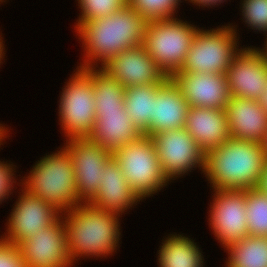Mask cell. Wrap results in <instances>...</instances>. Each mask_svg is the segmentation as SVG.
Wrapping results in <instances>:
<instances>
[{"mask_svg":"<svg viewBox=\"0 0 267 267\" xmlns=\"http://www.w3.org/2000/svg\"><path fill=\"white\" fill-rule=\"evenodd\" d=\"M230 95L258 100L267 86V60L258 48L245 47L226 71Z\"/></svg>","mask_w":267,"mask_h":267,"instance_id":"14","label":"cell"},{"mask_svg":"<svg viewBox=\"0 0 267 267\" xmlns=\"http://www.w3.org/2000/svg\"><path fill=\"white\" fill-rule=\"evenodd\" d=\"M196 244L183 235H169L158 251L159 267H203V255Z\"/></svg>","mask_w":267,"mask_h":267,"instance_id":"22","label":"cell"},{"mask_svg":"<svg viewBox=\"0 0 267 267\" xmlns=\"http://www.w3.org/2000/svg\"><path fill=\"white\" fill-rule=\"evenodd\" d=\"M101 180L95 195L87 202L92 206L122 215L125 210L140 202L141 199L128 185L113 157L105 164Z\"/></svg>","mask_w":267,"mask_h":267,"instance_id":"20","label":"cell"},{"mask_svg":"<svg viewBox=\"0 0 267 267\" xmlns=\"http://www.w3.org/2000/svg\"><path fill=\"white\" fill-rule=\"evenodd\" d=\"M243 21L253 30L267 33V0H242Z\"/></svg>","mask_w":267,"mask_h":267,"instance_id":"29","label":"cell"},{"mask_svg":"<svg viewBox=\"0 0 267 267\" xmlns=\"http://www.w3.org/2000/svg\"><path fill=\"white\" fill-rule=\"evenodd\" d=\"M181 0H128V5L147 22L174 18Z\"/></svg>","mask_w":267,"mask_h":267,"instance_id":"27","label":"cell"},{"mask_svg":"<svg viewBox=\"0 0 267 267\" xmlns=\"http://www.w3.org/2000/svg\"><path fill=\"white\" fill-rule=\"evenodd\" d=\"M128 185L142 200L153 196L167 185L168 180L159 162L154 142L142 135L112 154Z\"/></svg>","mask_w":267,"mask_h":267,"instance_id":"6","label":"cell"},{"mask_svg":"<svg viewBox=\"0 0 267 267\" xmlns=\"http://www.w3.org/2000/svg\"><path fill=\"white\" fill-rule=\"evenodd\" d=\"M151 138L168 181L179 178L196 167L202 168L204 173L205 152L185 127L158 132Z\"/></svg>","mask_w":267,"mask_h":267,"instance_id":"9","label":"cell"},{"mask_svg":"<svg viewBox=\"0 0 267 267\" xmlns=\"http://www.w3.org/2000/svg\"><path fill=\"white\" fill-rule=\"evenodd\" d=\"M4 44H3V40H2V37L0 36V64H1V62H2V60H3V58H4Z\"/></svg>","mask_w":267,"mask_h":267,"instance_id":"36","label":"cell"},{"mask_svg":"<svg viewBox=\"0 0 267 267\" xmlns=\"http://www.w3.org/2000/svg\"><path fill=\"white\" fill-rule=\"evenodd\" d=\"M226 267H267V237L247 236L229 244Z\"/></svg>","mask_w":267,"mask_h":267,"instance_id":"24","label":"cell"},{"mask_svg":"<svg viewBox=\"0 0 267 267\" xmlns=\"http://www.w3.org/2000/svg\"><path fill=\"white\" fill-rule=\"evenodd\" d=\"M185 129L205 153L231 137L225 110L220 109L189 107Z\"/></svg>","mask_w":267,"mask_h":267,"instance_id":"21","label":"cell"},{"mask_svg":"<svg viewBox=\"0 0 267 267\" xmlns=\"http://www.w3.org/2000/svg\"><path fill=\"white\" fill-rule=\"evenodd\" d=\"M224 110L232 138L262 143L267 132V113L257 100L231 96Z\"/></svg>","mask_w":267,"mask_h":267,"instance_id":"18","label":"cell"},{"mask_svg":"<svg viewBox=\"0 0 267 267\" xmlns=\"http://www.w3.org/2000/svg\"><path fill=\"white\" fill-rule=\"evenodd\" d=\"M94 84L96 111L125 110V87L101 68H85Z\"/></svg>","mask_w":267,"mask_h":267,"instance_id":"25","label":"cell"},{"mask_svg":"<svg viewBox=\"0 0 267 267\" xmlns=\"http://www.w3.org/2000/svg\"><path fill=\"white\" fill-rule=\"evenodd\" d=\"M258 188L267 194V162L264 166V170Z\"/></svg>","mask_w":267,"mask_h":267,"instance_id":"33","label":"cell"},{"mask_svg":"<svg viewBox=\"0 0 267 267\" xmlns=\"http://www.w3.org/2000/svg\"><path fill=\"white\" fill-rule=\"evenodd\" d=\"M257 101L262 106L263 110L267 113V86L265 87V91H262Z\"/></svg>","mask_w":267,"mask_h":267,"instance_id":"34","label":"cell"},{"mask_svg":"<svg viewBox=\"0 0 267 267\" xmlns=\"http://www.w3.org/2000/svg\"><path fill=\"white\" fill-rule=\"evenodd\" d=\"M189 104L172 78L167 77L156 90L153 101V120L142 132L153 136L165 130L185 127Z\"/></svg>","mask_w":267,"mask_h":267,"instance_id":"17","label":"cell"},{"mask_svg":"<svg viewBox=\"0 0 267 267\" xmlns=\"http://www.w3.org/2000/svg\"><path fill=\"white\" fill-rule=\"evenodd\" d=\"M199 28L177 18L149 21L143 45L159 69L171 78L182 68Z\"/></svg>","mask_w":267,"mask_h":267,"instance_id":"5","label":"cell"},{"mask_svg":"<svg viewBox=\"0 0 267 267\" xmlns=\"http://www.w3.org/2000/svg\"><path fill=\"white\" fill-rule=\"evenodd\" d=\"M17 246L27 267H71L74 264L62 215Z\"/></svg>","mask_w":267,"mask_h":267,"instance_id":"11","label":"cell"},{"mask_svg":"<svg viewBox=\"0 0 267 267\" xmlns=\"http://www.w3.org/2000/svg\"><path fill=\"white\" fill-rule=\"evenodd\" d=\"M262 147H263V150H264V153H265V157H266V160H267V132L265 134V137L262 141Z\"/></svg>","mask_w":267,"mask_h":267,"instance_id":"37","label":"cell"},{"mask_svg":"<svg viewBox=\"0 0 267 267\" xmlns=\"http://www.w3.org/2000/svg\"><path fill=\"white\" fill-rule=\"evenodd\" d=\"M81 15L77 24L110 16L128 5V0H77Z\"/></svg>","mask_w":267,"mask_h":267,"instance_id":"28","label":"cell"},{"mask_svg":"<svg viewBox=\"0 0 267 267\" xmlns=\"http://www.w3.org/2000/svg\"><path fill=\"white\" fill-rule=\"evenodd\" d=\"M187 1V0H186ZM190 3H194L196 5H198L199 7L202 6H215L218 5L219 3L221 4L223 2V0H189ZM225 1V0H224Z\"/></svg>","mask_w":267,"mask_h":267,"instance_id":"32","label":"cell"},{"mask_svg":"<svg viewBox=\"0 0 267 267\" xmlns=\"http://www.w3.org/2000/svg\"><path fill=\"white\" fill-rule=\"evenodd\" d=\"M209 225L224 249L248 236L246 189L213 190Z\"/></svg>","mask_w":267,"mask_h":267,"instance_id":"10","label":"cell"},{"mask_svg":"<svg viewBox=\"0 0 267 267\" xmlns=\"http://www.w3.org/2000/svg\"><path fill=\"white\" fill-rule=\"evenodd\" d=\"M63 149L72 160L77 197L81 203H87L101 185L102 170L112 154L88 138L67 139Z\"/></svg>","mask_w":267,"mask_h":267,"instance_id":"12","label":"cell"},{"mask_svg":"<svg viewBox=\"0 0 267 267\" xmlns=\"http://www.w3.org/2000/svg\"><path fill=\"white\" fill-rule=\"evenodd\" d=\"M95 116L93 130L87 138L111 154L143 135L125 110L96 111Z\"/></svg>","mask_w":267,"mask_h":267,"instance_id":"19","label":"cell"},{"mask_svg":"<svg viewBox=\"0 0 267 267\" xmlns=\"http://www.w3.org/2000/svg\"><path fill=\"white\" fill-rule=\"evenodd\" d=\"M148 22L131 6L110 16L75 25L84 47L85 59L78 68L101 67L120 52L143 44ZM96 63V64H95Z\"/></svg>","mask_w":267,"mask_h":267,"instance_id":"1","label":"cell"},{"mask_svg":"<svg viewBox=\"0 0 267 267\" xmlns=\"http://www.w3.org/2000/svg\"><path fill=\"white\" fill-rule=\"evenodd\" d=\"M13 166L15 165L0 161V203L8 198L9 193L10 195L12 194L11 191L14 188L12 185L13 183H16V181H14L15 178L13 177V175H15Z\"/></svg>","mask_w":267,"mask_h":267,"instance_id":"31","label":"cell"},{"mask_svg":"<svg viewBox=\"0 0 267 267\" xmlns=\"http://www.w3.org/2000/svg\"><path fill=\"white\" fill-rule=\"evenodd\" d=\"M61 214L72 263L80 257L101 258L116 252L121 239L120 214L98 209L89 203H81Z\"/></svg>","mask_w":267,"mask_h":267,"instance_id":"3","label":"cell"},{"mask_svg":"<svg viewBox=\"0 0 267 267\" xmlns=\"http://www.w3.org/2000/svg\"><path fill=\"white\" fill-rule=\"evenodd\" d=\"M234 26L199 29L179 72L226 74L234 56L241 50Z\"/></svg>","mask_w":267,"mask_h":267,"instance_id":"7","label":"cell"},{"mask_svg":"<svg viewBox=\"0 0 267 267\" xmlns=\"http://www.w3.org/2000/svg\"><path fill=\"white\" fill-rule=\"evenodd\" d=\"M8 132V129L5 128L2 124H0V145L3 142L4 138H6V133Z\"/></svg>","mask_w":267,"mask_h":267,"instance_id":"35","label":"cell"},{"mask_svg":"<svg viewBox=\"0 0 267 267\" xmlns=\"http://www.w3.org/2000/svg\"><path fill=\"white\" fill-rule=\"evenodd\" d=\"M0 267H27L17 245L0 238Z\"/></svg>","mask_w":267,"mask_h":267,"instance_id":"30","label":"cell"},{"mask_svg":"<svg viewBox=\"0 0 267 267\" xmlns=\"http://www.w3.org/2000/svg\"><path fill=\"white\" fill-rule=\"evenodd\" d=\"M249 236L267 237V194L258 187L246 189Z\"/></svg>","mask_w":267,"mask_h":267,"instance_id":"26","label":"cell"},{"mask_svg":"<svg viewBox=\"0 0 267 267\" xmlns=\"http://www.w3.org/2000/svg\"><path fill=\"white\" fill-rule=\"evenodd\" d=\"M100 68L125 88L162 83L167 78L143 44L120 52Z\"/></svg>","mask_w":267,"mask_h":267,"instance_id":"15","label":"cell"},{"mask_svg":"<svg viewBox=\"0 0 267 267\" xmlns=\"http://www.w3.org/2000/svg\"><path fill=\"white\" fill-rule=\"evenodd\" d=\"M171 78L189 107L224 110L231 98L226 74L177 72Z\"/></svg>","mask_w":267,"mask_h":267,"instance_id":"16","label":"cell"},{"mask_svg":"<svg viewBox=\"0 0 267 267\" xmlns=\"http://www.w3.org/2000/svg\"><path fill=\"white\" fill-rule=\"evenodd\" d=\"M266 162L261 143L230 137L205 153L204 174L214 190L256 188Z\"/></svg>","mask_w":267,"mask_h":267,"instance_id":"2","label":"cell"},{"mask_svg":"<svg viewBox=\"0 0 267 267\" xmlns=\"http://www.w3.org/2000/svg\"><path fill=\"white\" fill-rule=\"evenodd\" d=\"M161 83L125 88V111L143 132L153 120V101Z\"/></svg>","mask_w":267,"mask_h":267,"instance_id":"23","label":"cell"},{"mask_svg":"<svg viewBox=\"0 0 267 267\" xmlns=\"http://www.w3.org/2000/svg\"><path fill=\"white\" fill-rule=\"evenodd\" d=\"M22 185L29 194L55 206L60 212L78 207L76 177L69 154L60 148L57 153L41 157Z\"/></svg>","mask_w":267,"mask_h":267,"instance_id":"4","label":"cell"},{"mask_svg":"<svg viewBox=\"0 0 267 267\" xmlns=\"http://www.w3.org/2000/svg\"><path fill=\"white\" fill-rule=\"evenodd\" d=\"M21 193L8 219L7 235L1 236L4 241L15 245L33 234L36 235L62 213L55 206L29 194L25 189H22Z\"/></svg>","mask_w":267,"mask_h":267,"instance_id":"13","label":"cell"},{"mask_svg":"<svg viewBox=\"0 0 267 267\" xmlns=\"http://www.w3.org/2000/svg\"><path fill=\"white\" fill-rule=\"evenodd\" d=\"M266 36H267V34H266ZM259 50L261 51V53L263 54V56L267 60V38H266L265 47L263 49H259Z\"/></svg>","mask_w":267,"mask_h":267,"instance_id":"38","label":"cell"},{"mask_svg":"<svg viewBox=\"0 0 267 267\" xmlns=\"http://www.w3.org/2000/svg\"><path fill=\"white\" fill-rule=\"evenodd\" d=\"M76 69L62 89L59 101V120L66 139L87 138L96 120L91 74L85 68Z\"/></svg>","mask_w":267,"mask_h":267,"instance_id":"8","label":"cell"}]
</instances>
